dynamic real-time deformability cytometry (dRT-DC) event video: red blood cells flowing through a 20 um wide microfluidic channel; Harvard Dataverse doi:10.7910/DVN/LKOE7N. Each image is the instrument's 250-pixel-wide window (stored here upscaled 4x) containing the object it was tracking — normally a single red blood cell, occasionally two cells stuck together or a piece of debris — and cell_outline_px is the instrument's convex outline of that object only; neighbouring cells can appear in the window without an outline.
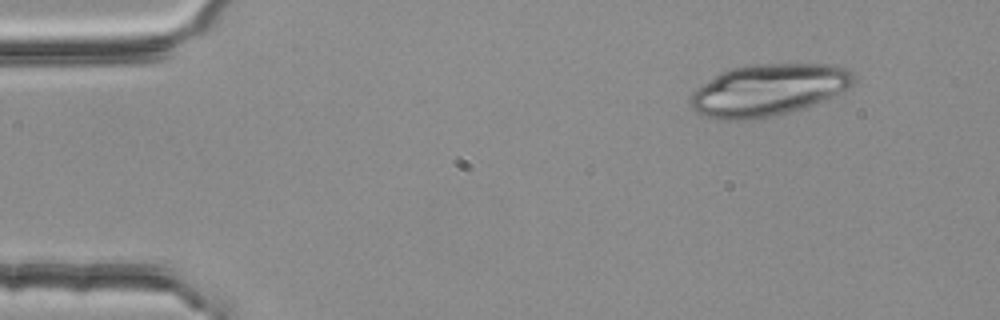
{"species": "common noctule bat (a hibernating species)", "species_latin": "Nyctalus noctula", "temperature_condition": "room temperature", "stored_images_in_passage": 2, "camera_frame_rate_fps": 3000, "um_per_image_px": 0.085, "animal": {"sex": "female", "body_mass_g": 25.1}, "frame": {"image": 1, "passage_image": 1, "time_ms": 0.0, "image_size_px": [1000, 320], "cell_outline_px": [[856, 80], [852, 88], [824, 100], [788, 112], [772, 116], [748, 120], [720, 120], [696, 112], [688, 104], [688, 100], [692, 92], [696, 88], [720, 72], [732, 68], [748, 64], [836, 64], [852, 72]], "centroid_in_image_um": [65.3, 7.64], "position_along_channel_um": 19.7, "area_um2": 49.59}}